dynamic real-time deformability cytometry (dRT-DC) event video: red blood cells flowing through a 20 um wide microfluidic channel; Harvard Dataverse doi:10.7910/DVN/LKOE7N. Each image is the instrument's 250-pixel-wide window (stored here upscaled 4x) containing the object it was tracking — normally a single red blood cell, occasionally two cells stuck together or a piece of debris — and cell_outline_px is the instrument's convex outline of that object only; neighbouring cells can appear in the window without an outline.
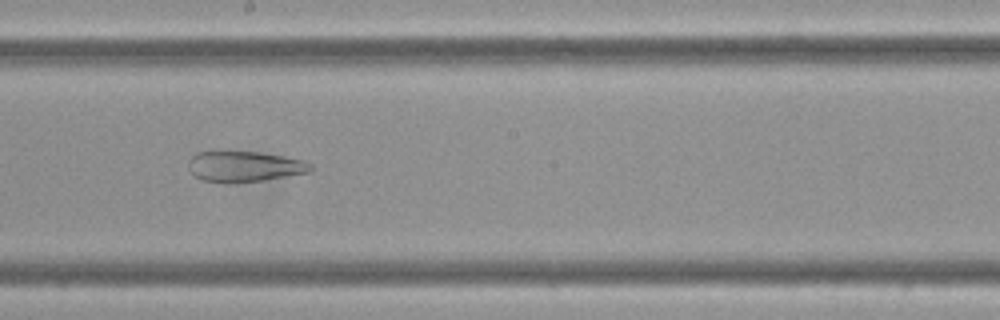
{"species": "Egyptian fruit bat (a non-hibernating species)", "species_latin": "Rousettus aegyptiacus", "temperature_condition": "cold", "stored_images_in_passage": 10, "camera_frame_rate_fps": 3000, "um_per_image_px": 0.085, "frame": {"image": 1, "passage_image": 9, "time_ms": 2.667, "image_size_px": [1000, 320], "cell_outline_px": [[312, 168], [308, 172], [264, 180], [200, 180], [192, 172], [188, 164], [188, 160], [196, 152], [256, 152], [284, 156], [304, 160], [312, 164]], "centroid_in_image_um": [20.81, 14.11], "position_along_channel_um": 227.4, "area_um2": 20.87}}